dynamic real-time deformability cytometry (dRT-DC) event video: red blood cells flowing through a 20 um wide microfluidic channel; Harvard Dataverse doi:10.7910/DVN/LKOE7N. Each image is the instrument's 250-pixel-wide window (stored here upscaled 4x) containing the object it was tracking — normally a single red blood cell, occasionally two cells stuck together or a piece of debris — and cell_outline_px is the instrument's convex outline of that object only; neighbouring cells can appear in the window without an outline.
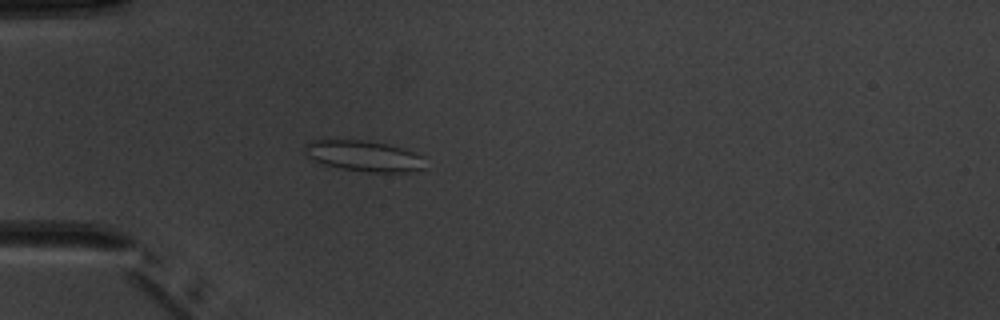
{"species": "common noctule bat (a hibernating species)", "species_latin": "Nyctalus noctula", "temperature_condition": "warm", "stored_images_in_passage": 4, "camera_frame_rate_fps": 3000, "um_per_image_px": 0.085, "animal": {"sex": "male", "body_mass_g": 20.1, "forearm_length_mm": 53.5}, "frame": {"image": 1, "passage_image": 4, "time_ms": 3.667, "image_size_px": [1000, 320], "cell_outline_px": [[424, 168], [408, 172], [368, 172], [340, 168], [324, 164], [308, 156], [304, 152], [304, 144], [312, 140], [360, 140], [388, 144], [412, 152], [420, 156]], "centroid_in_image_um": [30.87, 13.25], "position_along_channel_um": 54.1, "area_um2": 21.15}}